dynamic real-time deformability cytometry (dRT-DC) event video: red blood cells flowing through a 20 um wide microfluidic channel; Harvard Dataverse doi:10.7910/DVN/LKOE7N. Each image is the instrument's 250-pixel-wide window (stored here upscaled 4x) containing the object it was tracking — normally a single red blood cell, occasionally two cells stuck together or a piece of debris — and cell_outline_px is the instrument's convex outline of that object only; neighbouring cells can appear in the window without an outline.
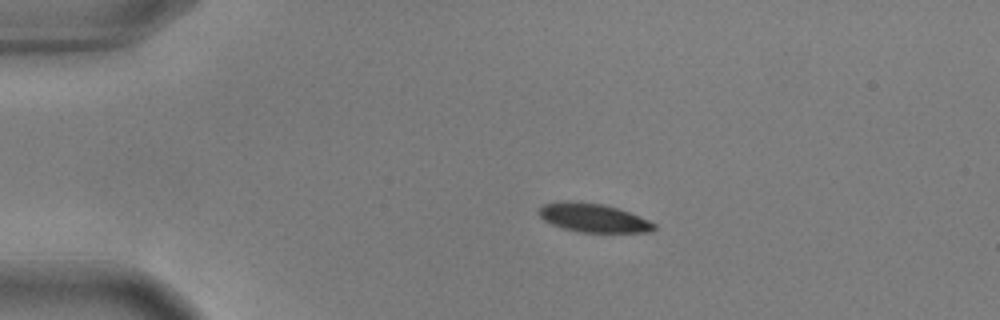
{"species": "common noctule bat (a hibernating species)", "species_latin": "Nyctalus noctula", "temperature_condition": "warm", "stored_images_in_passage": 10, "camera_frame_rate_fps": 3000, "um_per_image_px": 0.085, "animal": {"sex": "male", "body_mass_g": 17.9, "forearm_length_mm": 54.2}, "frame": {"image": 1, "passage_image": 1, "time_ms": 0.0, "image_size_px": [1000, 320], "cell_outline_px": [[656, 228], [652, 232], [580, 232], [564, 228], [552, 224], [544, 220], [536, 212], [544, 204], [564, 200], [604, 204], [628, 212], [648, 220], [656, 224]], "centroid_in_image_um": [50.41, 18.51], "position_along_channel_um": 34.6, "area_um2": 19.13}}
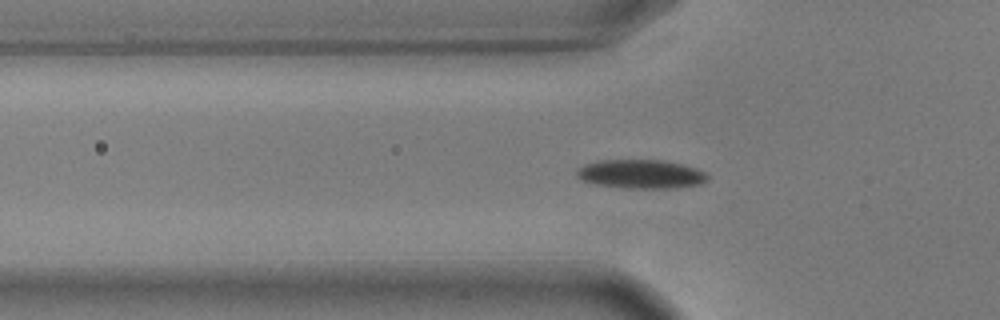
{"frame": {"image": 2, "passage_image": 8, "time_ms": 2.333, "image_size_px": [1000, 320], "cell_outline_px": [[708, 180], [704, 184], [672, 188], [628, 188], [596, 184], [584, 180], [576, 172], [584, 164], [600, 160], [660, 160], [680, 164], [696, 168], [704, 172], [708, 176]], "centroid_in_image_um": [54.54, 14.8], "position_along_channel_um": 71.3, "area_um2": 21.73}}